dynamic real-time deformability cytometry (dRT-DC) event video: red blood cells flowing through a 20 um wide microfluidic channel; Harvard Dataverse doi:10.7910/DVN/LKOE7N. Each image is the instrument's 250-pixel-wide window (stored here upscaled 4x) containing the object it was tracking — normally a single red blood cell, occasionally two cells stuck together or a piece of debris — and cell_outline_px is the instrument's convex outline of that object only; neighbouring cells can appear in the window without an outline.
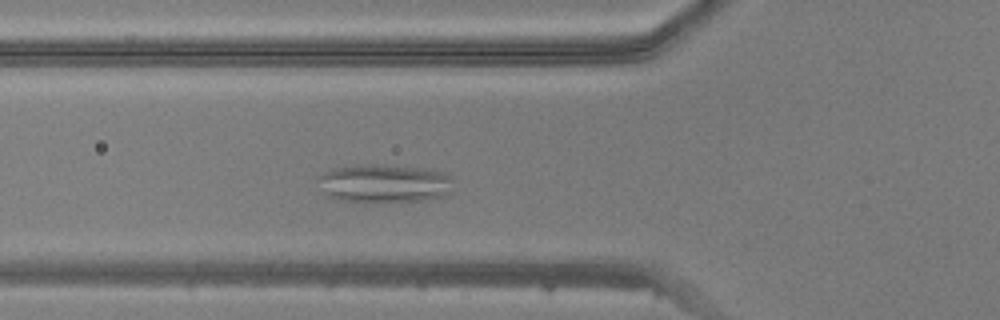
{"species": "common noctule bat (a hibernating species)", "species_latin": "Nyctalus noctula", "temperature_condition": "warm", "stored_images_in_passage": 35, "camera_frame_rate_fps": 3000, "um_per_image_px": 0.085, "animal": {"sex": "male", "body_mass_g": 20.5, "forearm_length_mm": 52.5}, "frame": {"image": 1, "passage_image": 8, "time_ms": 2.333, "image_size_px": [1000, 320], "cell_outline_px": [[452, 192], [444, 196], [420, 200], [372, 204], [344, 200], [328, 196], [320, 176], [324, 172], [336, 168], [364, 164], [380, 164], [432, 168], [444, 172], [452, 176]], "centroid_in_image_um": [32.8, 15.59], "position_along_channel_um": 93.0, "area_um2": 30.63}}
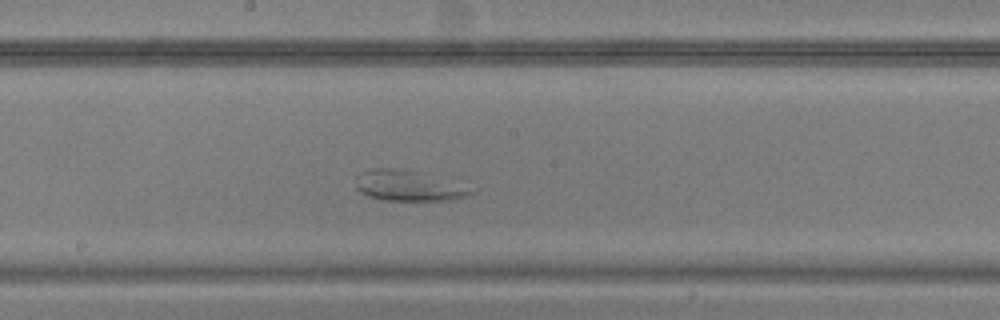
{"frame": {"image": 2, "passage_image": 17, "time_ms": 5.333, "image_size_px": [1000, 320], "cell_outline_px": [[476, 192], [452, 200], [380, 200], [368, 196], [360, 192], [356, 188], [356, 176], [360, 172], [372, 168], [396, 168], [416, 172]], "centroid_in_image_um": [34.5, 15.8], "position_along_channel_um": 213.7, "area_um2": 19.54}}
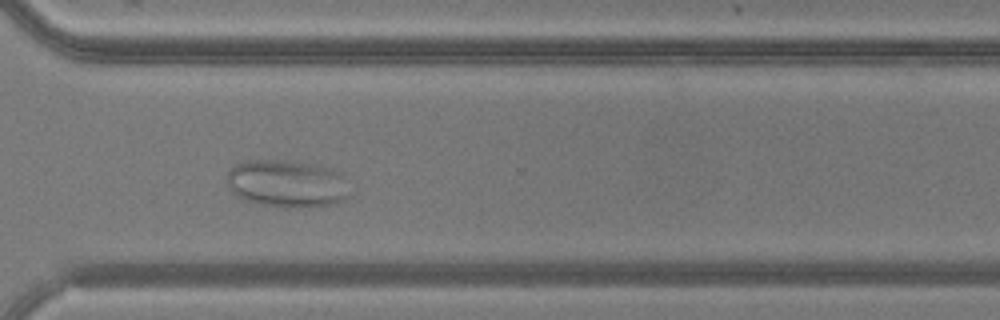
{"frame": {"image": 3, "passage_image": 27, "time_ms": 8.667, "image_size_px": [1000, 320], "cell_outline_px": [[348, 196], [344, 200], [336, 204], [300, 208], [284, 208], [256, 204], [244, 200], [232, 192], [228, 184], [228, 172], [236, 164], [244, 160], [276, 160], [316, 164], [336, 172], [340, 176]], "centroid_in_image_um": [24.31, 15.64], "position_along_channel_um": 346.3, "area_um2": 33.7}}